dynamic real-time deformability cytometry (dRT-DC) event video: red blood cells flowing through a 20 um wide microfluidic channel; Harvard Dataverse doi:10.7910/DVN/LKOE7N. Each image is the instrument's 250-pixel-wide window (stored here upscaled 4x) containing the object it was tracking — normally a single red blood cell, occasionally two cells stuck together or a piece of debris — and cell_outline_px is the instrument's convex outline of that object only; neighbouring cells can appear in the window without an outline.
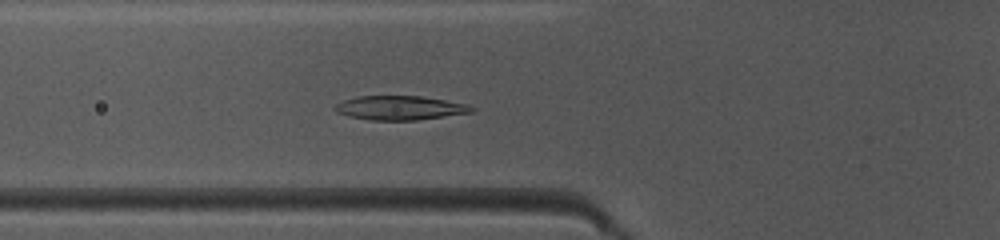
{"species": "common noctule bat (a hibernating species)", "species_latin": "Nyctalus noctula", "temperature_condition": "warm", "stored_images_in_passage": 9, "camera_frame_rate_fps": 3000, "um_per_image_px": 0.085, "animal": {"sex": "female", "body_mass_g": 10.0, "forearm_length_mm": 53.1}, "frame": {"image": 1, "passage_image": 3, "time_ms": 0.667, "image_size_px": [1000, 240], "cell_outline_px": [[476, 108], [472, 112], [416, 120], [372, 120], [348, 116], [336, 112], [332, 108], [336, 104], [344, 100], [356, 96], [420, 96], [468, 104]], "centroid_in_image_um": [33.97, 9.16], "position_along_channel_um": 91.8, "area_um2": 19.13}}
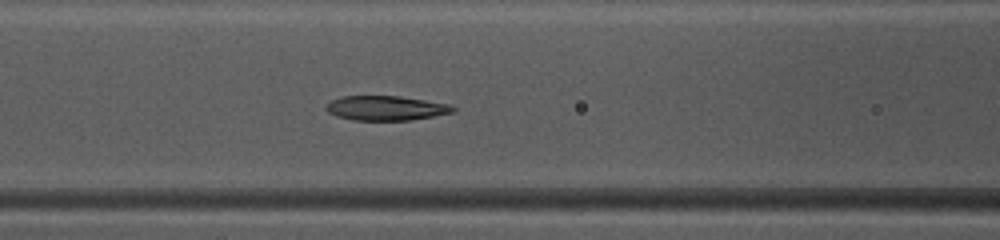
{"frame": {"image": 2, "passage_image": 6, "time_ms": 1.667, "image_size_px": [1000, 240], "cell_outline_px": [[456, 108], [452, 112], [412, 120], [352, 120], [336, 116], [328, 112], [324, 108], [332, 100], [344, 96], [400, 96], [452, 104]], "centroid_in_image_um": [32.81, 9.19], "position_along_channel_um": 133.8, "area_um2": 18.15}}